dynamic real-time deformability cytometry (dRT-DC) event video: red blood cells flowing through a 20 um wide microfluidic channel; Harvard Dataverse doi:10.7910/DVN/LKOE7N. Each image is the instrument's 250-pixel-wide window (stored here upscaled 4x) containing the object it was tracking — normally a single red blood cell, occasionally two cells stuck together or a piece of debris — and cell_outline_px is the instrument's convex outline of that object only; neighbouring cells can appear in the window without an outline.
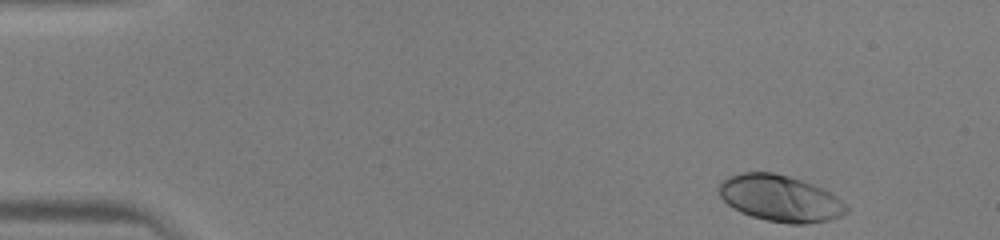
{"species": "human", "species_latin": "Homo sapiens", "temperature_condition": "warm", "stored_images_in_passage": 43, "camera_frame_rate_fps": 3000, "um_per_image_px": 0.085, "donor": {"sex": "male"}, "frame": {"image": 1, "passage_image": 1, "time_ms": 0.0, "image_size_px": [1000, 240], "cell_outline_px": [[848, 212], [840, 216], [828, 220], [804, 224], [788, 224], [764, 220], [740, 212], [732, 208], [720, 196], [720, 180], [728, 176], [740, 172], [772, 172], [788, 176], [812, 184], [836, 196], [848, 208]], "centroid_in_image_um": [66.28, 16.86], "position_along_channel_um": 18.7, "area_um2": 34.33}}
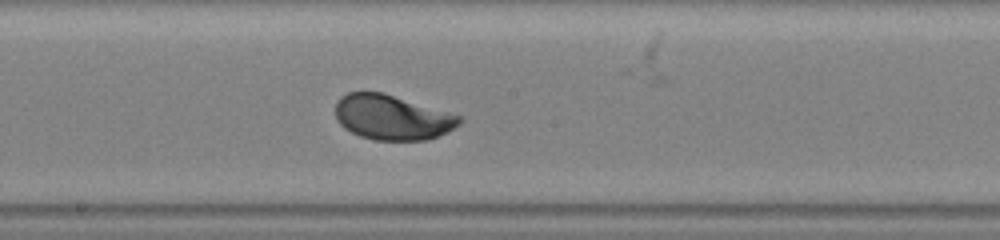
{"frame": {"image": 2, "passage_image": 22, "time_ms": 7.0, "image_size_px": [1000, 240], "cell_outline_px": [[464, 120], [460, 124], [448, 132], [424, 140], [376, 140], [360, 136], [344, 128], [336, 120], [336, 100], [340, 96], [348, 92], [384, 92], [464, 116]], "centroid_in_image_um": [33.36, 9.96], "position_along_channel_um": 214.8, "area_um2": 32.83}}
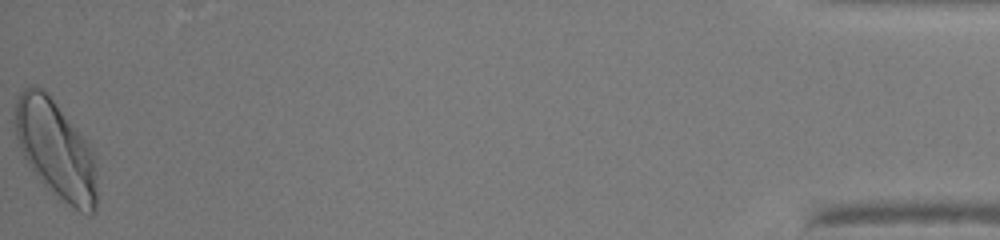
{"frame": {"image": 3, "passage_image": 43, "time_ms": 14.0, "image_size_px": [1000, 240], "cell_outline_px": [[96, 212], [92, 216], [88, 216], [80, 212], [68, 204], [48, 188], [36, 176], [28, 164], [20, 148], [16, 136], [12, 120], [16, 100], [20, 92], [24, 88], [32, 84], [44, 88], [48, 92], [88, 140], [92, 152], [96, 172]], "centroid_in_image_um": [4.73, 12.65], "position_along_channel_um": 430.5, "area_um2": 47.57}}